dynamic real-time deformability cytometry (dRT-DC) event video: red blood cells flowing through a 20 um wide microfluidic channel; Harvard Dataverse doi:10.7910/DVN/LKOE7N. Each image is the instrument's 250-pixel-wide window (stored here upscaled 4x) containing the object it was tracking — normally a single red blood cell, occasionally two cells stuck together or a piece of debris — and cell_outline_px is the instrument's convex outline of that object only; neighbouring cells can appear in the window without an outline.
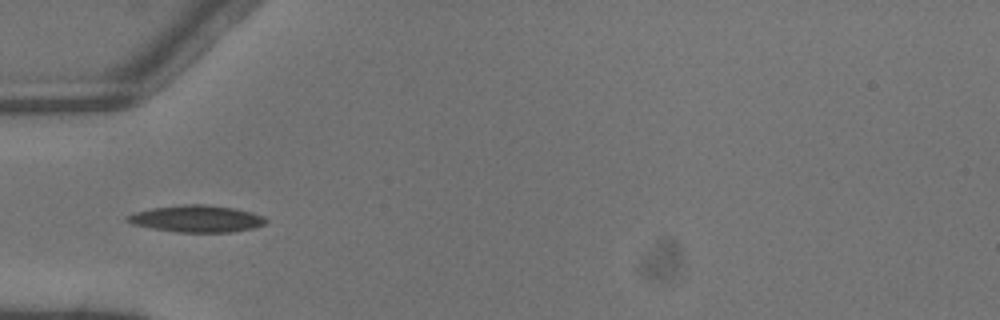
{"species": "common noctule bat (a hibernating species)", "species_latin": "Nyctalus noctula", "temperature_condition": "warm", "stored_images_in_passage": 4, "camera_frame_rate_fps": 3000, "um_per_image_px": 0.085, "animal": {"sex": "male", "body_mass_g": 13.3}, "frame": {"image": 1, "passage_image": 4, "time_ms": 1.0, "image_size_px": [1000, 320], "cell_outline_px": [[268, 220], [264, 224], [252, 228], [228, 232], [176, 232], [152, 228], [132, 224], [124, 220], [124, 216], [136, 212], [152, 208], [184, 204], [208, 204], [236, 208], [252, 212], [264, 216]], "centroid_in_image_um": [16.7, 18.58], "position_along_channel_um": 68.3, "area_um2": 21.79}}